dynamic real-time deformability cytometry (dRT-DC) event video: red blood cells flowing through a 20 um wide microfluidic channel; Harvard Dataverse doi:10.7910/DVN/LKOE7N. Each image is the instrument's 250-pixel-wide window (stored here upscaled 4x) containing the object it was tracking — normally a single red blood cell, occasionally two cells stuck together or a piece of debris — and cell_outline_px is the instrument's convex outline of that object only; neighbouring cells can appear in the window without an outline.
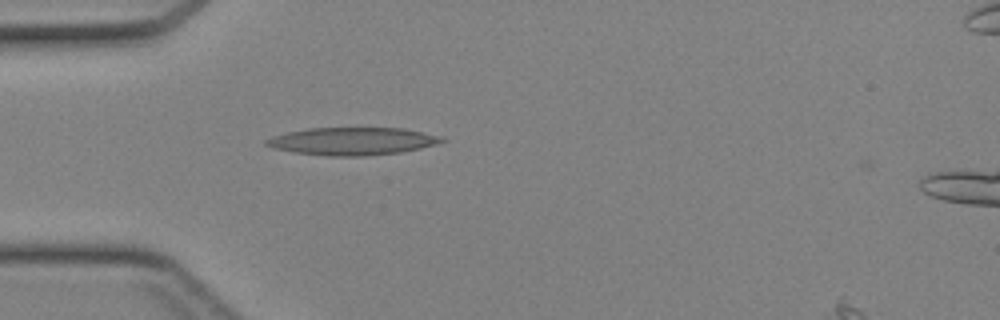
{"species": "Egyptian fruit bat (a non-hibernating species)", "species_latin": "Rousettus aegyptiacus", "temperature_condition": "cold", "stored_images_in_passage": 26, "camera_frame_rate_fps": 3000, "um_per_image_px": 0.085, "animal": {"sex": "female"}, "frame": {"image": 1, "passage_image": 1, "time_ms": 0.0, "image_size_px": [1000, 320], "cell_outline_px": [[448, 140], [436, 144], [420, 148], [400, 152], [364, 156], [332, 156], [292, 152], [272, 148], [264, 144], [264, 140], [272, 136], [288, 132], [308, 128], [404, 128], [444, 136]], "centroid_in_image_um": [29.97, 12.0], "position_along_channel_um": 55.0, "area_um2": 28.44}}
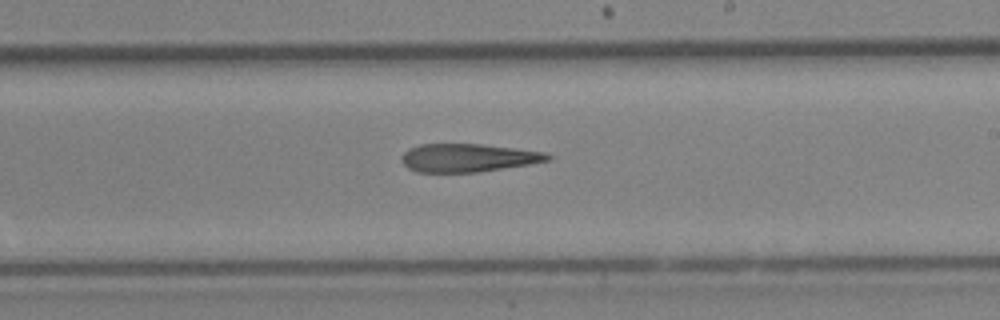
{"frame": {"image": 2, "passage_image": 14, "time_ms": 4.333, "image_size_px": [1000, 320], "cell_outline_px": [[552, 160], [480, 172], [416, 172], [408, 168], [400, 160], [400, 156], [408, 148], [420, 144], [480, 144], [544, 152], [552, 156]], "centroid_in_image_um": [39.74, 13.41], "position_along_channel_um": 249.3, "area_um2": 23.99}}
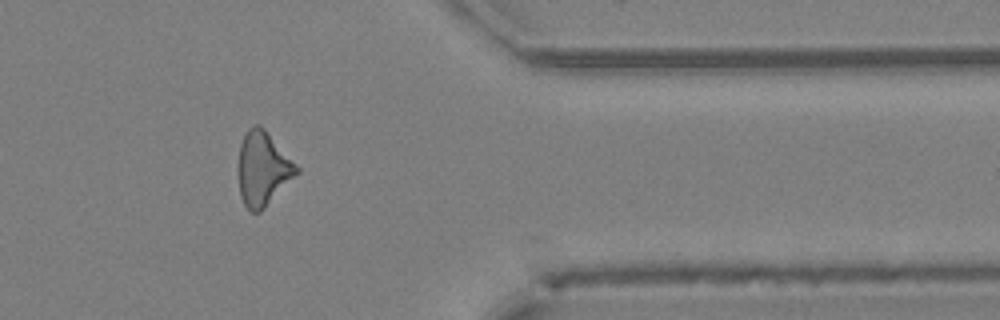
{"frame": {"image": 3, "passage_image": 24, "time_ms": 7.667, "image_size_px": [1000, 320], "cell_outline_px": [[300, 172], [260, 212], [248, 212], [240, 196], [236, 172], [236, 168], [240, 144], [248, 128], [256, 124], [260, 124], [264, 128], [300, 168]], "centroid_in_image_um": [22.31, 14.35], "position_along_channel_um": 389.1, "area_um2": 25.61}}